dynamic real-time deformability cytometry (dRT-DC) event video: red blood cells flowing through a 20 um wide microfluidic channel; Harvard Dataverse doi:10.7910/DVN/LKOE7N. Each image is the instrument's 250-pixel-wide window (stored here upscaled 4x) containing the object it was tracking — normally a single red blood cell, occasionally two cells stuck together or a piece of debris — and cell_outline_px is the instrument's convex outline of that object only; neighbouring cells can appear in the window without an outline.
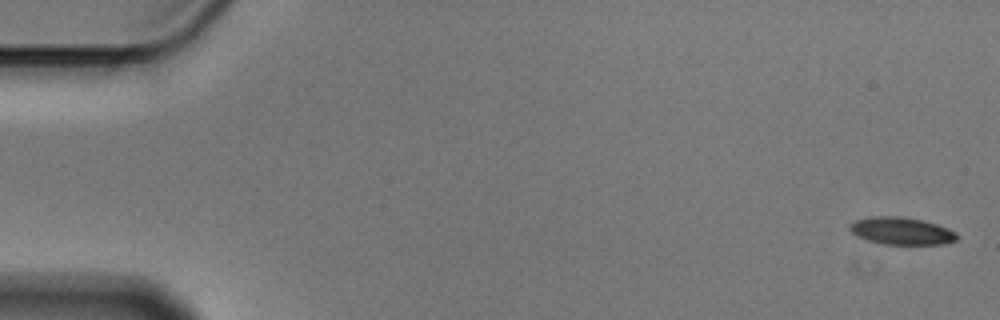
{"species": "Egyptian fruit bat (a non-hibernating species)", "species_latin": "Rousettus aegyptiacus", "temperature_condition": "cold", "stored_images_in_passage": 6, "camera_frame_rate_fps": 3000, "um_per_image_px": 0.085, "animal": {"sex": "male"}, "frame": {"image": 1, "passage_image": 1, "time_ms": 0.0, "image_size_px": [1000, 320], "cell_outline_px": [[956, 240], [944, 244], [880, 244], [856, 236], [848, 228], [848, 224], [852, 220], [868, 216], [900, 216], [920, 220], [936, 224], [948, 228], [956, 232]], "centroid_in_image_um": [76.54, 19.62], "position_along_channel_um": 8.5, "area_um2": 17.22}}
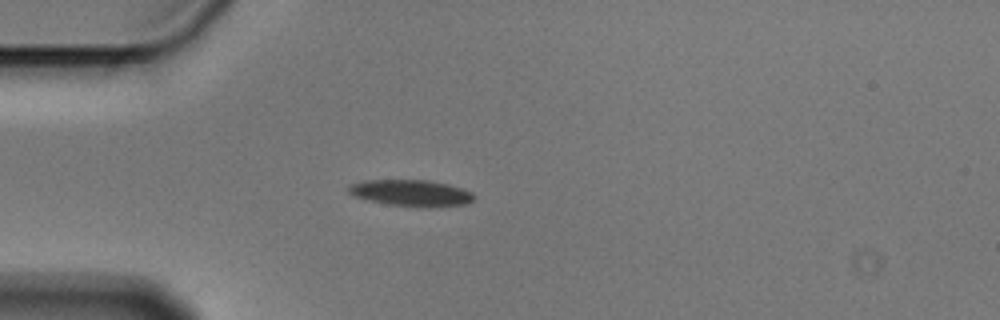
{"frame": {"image": 2, "passage_image": 5, "time_ms": 1.333, "image_size_px": [1000, 320], "cell_outline_px": [[476, 196], [468, 204], [428, 208], [388, 204], [352, 196], [348, 192], [348, 184], [360, 180], [428, 180], [448, 184], [464, 188], [472, 192]], "centroid_in_image_um": [34.96, 16.4], "position_along_channel_um": 50.0, "area_um2": 19.65}}